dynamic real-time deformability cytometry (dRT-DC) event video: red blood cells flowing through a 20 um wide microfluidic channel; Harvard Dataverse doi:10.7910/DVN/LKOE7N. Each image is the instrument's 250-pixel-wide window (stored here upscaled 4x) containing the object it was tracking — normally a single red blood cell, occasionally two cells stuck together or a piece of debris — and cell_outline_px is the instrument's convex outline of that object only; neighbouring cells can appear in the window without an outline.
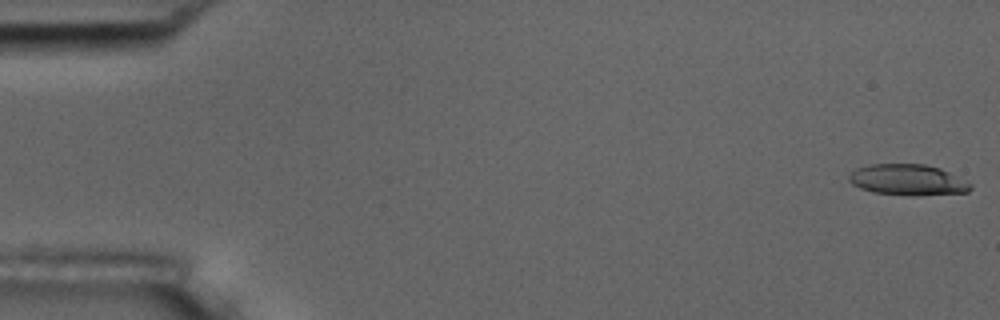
{"species": "common noctule bat (a hibernating species)", "species_latin": "Nyctalus noctula", "temperature_condition": "room temperature", "stored_images_in_passage": 55, "camera_frame_rate_fps": 3000, "um_per_image_px": 0.085, "animal": {"sex": "male", "body_mass_g": 17.5, "forearm_length_mm": 52.3}, "frame": {"image": 1, "passage_image": 1, "time_ms": 0.0, "image_size_px": [1000, 320], "cell_outline_px": [[972, 188], [968, 192], [908, 196], [872, 192], [860, 188], [852, 184], [848, 180], [848, 176], [856, 168], [868, 164], [924, 164], [940, 168], [972, 184]], "centroid_in_image_um": [77.12, 15.29], "position_along_channel_um": 7.9, "area_um2": 21.96}}
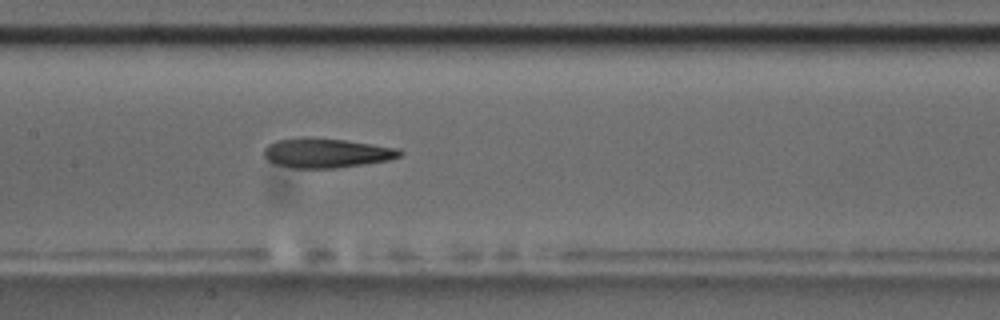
{"frame": {"image": 2, "passage_image": 27, "time_ms": 8.667, "image_size_px": [1000, 320], "cell_outline_px": [[404, 152], [400, 156], [388, 160], [336, 168], [292, 168], [276, 164], [268, 160], [264, 156], [264, 148], [268, 144], [276, 140], [304, 136], [344, 140], [400, 148]], "centroid_in_image_um": [27.72, 12.99], "position_along_channel_um": 179.7, "area_um2": 23.47}}
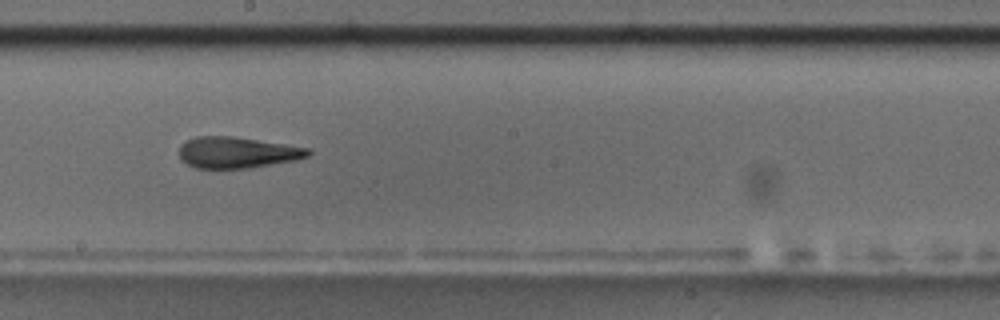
{"frame": {"image": 3, "passage_image": 31, "time_ms": 10.0, "image_size_px": [1000, 320], "cell_outline_px": [[312, 152], [308, 156], [296, 160], [248, 168], [196, 168], [180, 160], [180, 144], [184, 140], [196, 136], [232, 136], [312, 148]], "centroid_in_image_um": [20.16, 12.95], "position_along_channel_um": 228.0, "area_um2": 23.58}, "authors_computed_cell_mechanics": {"area_um2": 23.2356, "velocity_mm_per_s": 3.6508, "shape_relaxation_time_tau1_ms": 5.2441, "shape_relaxation_time_tau2_ms": 1.6729, "deformation_change_tau1": 0.2069, "deformation_change_tau2": 0.1276}}